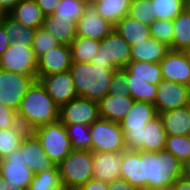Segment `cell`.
I'll return each mask as SVG.
<instances>
[{
    "label": "cell",
    "instance_id": "obj_1",
    "mask_svg": "<svg viewBox=\"0 0 190 190\" xmlns=\"http://www.w3.org/2000/svg\"><path fill=\"white\" fill-rule=\"evenodd\" d=\"M17 117L28 131H33L39 126L59 121V107L41 82L36 80L22 98Z\"/></svg>",
    "mask_w": 190,
    "mask_h": 190
},
{
    "label": "cell",
    "instance_id": "obj_2",
    "mask_svg": "<svg viewBox=\"0 0 190 190\" xmlns=\"http://www.w3.org/2000/svg\"><path fill=\"white\" fill-rule=\"evenodd\" d=\"M115 71L113 66L72 62L70 72L77 96L100 102L108 93Z\"/></svg>",
    "mask_w": 190,
    "mask_h": 190
},
{
    "label": "cell",
    "instance_id": "obj_3",
    "mask_svg": "<svg viewBox=\"0 0 190 190\" xmlns=\"http://www.w3.org/2000/svg\"><path fill=\"white\" fill-rule=\"evenodd\" d=\"M146 190L173 185L182 177V163L168 151H144Z\"/></svg>",
    "mask_w": 190,
    "mask_h": 190
},
{
    "label": "cell",
    "instance_id": "obj_4",
    "mask_svg": "<svg viewBox=\"0 0 190 190\" xmlns=\"http://www.w3.org/2000/svg\"><path fill=\"white\" fill-rule=\"evenodd\" d=\"M93 158L90 150H72L58 165L65 190H78L93 179Z\"/></svg>",
    "mask_w": 190,
    "mask_h": 190
},
{
    "label": "cell",
    "instance_id": "obj_5",
    "mask_svg": "<svg viewBox=\"0 0 190 190\" xmlns=\"http://www.w3.org/2000/svg\"><path fill=\"white\" fill-rule=\"evenodd\" d=\"M125 136L126 149L129 151L158 152L165 149L167 133L159 115L138 129H122Z\"/></svg>",
    "mask_w": 190,
    "mask_h": 190
},
{
    "label": "cell",
    "instance_id": "obj_6",
    "mask_svg": "<svg viewBox=\"0 0 190 190\" xmlns=\"http://www.w3.org/2000/svg\"><path fill=\"white\" fill-rule=\"evenodd\" d=\"M38 139L53 165H59L72 151L66 126L54 122L31 131Z\"/></svg>",
    "mask_w": 190,
    "mask_h": 190
},
{
    "label": "cell",
    "instance_id": "obj_7",
    "mask_svg": "<svg viewBox=\"0 0 190 190\" xmlns=\"http://www.w3.org/2000/svg\"><path fill=\"white\" fill-rule=\"evenodd\" d=\"M91 152H124L126 143L120 123L99 117L89 126Z\"/></svg>",
    "mask_w": 190,
    "mask_h": 190
},
{
    "label": "cell",
    "instance_id": "obj_8",
    "mask_svg": "<svg viewBox=\"0 0 190 190\" xmlns=\"http://www.w3.org/2000/svg\"><path fill=\"white\" fill-rule=\"evenodd\" d=\"M131 61L130 45L113 29L100 40L98 53L91 63L99 66H113L116 70L124 69Z\"/></svg>",
    "mask_w": 190,
    "mask_h": 190
},
{
    "label": "cell",
    "instance_id": "obj_9",
    "mask_svg": "<svg viewBox=\"0 0 190 190\" xmlns=\"http://www.w3.org/2000/svg\"><path fill=\"white\" fill-rule=\"evenodd\" d=\"M36 80L37 77L0 68V104L9 106L17 112L22 98Z\"/></svg>",
    "mask_w": 190,
    "mask_h": 190
},
{
    "label": "cell",
    "instance_id": "obj_10",
    "mask_svg": "<svg viewBox=\"0 0 190 190\" xmlns=\"http://www.w3.org/2000/svg\"><path fill=\"white\" fill-rule=\"evenodd\" d=\"M0 68L6 71L37 77V58L32 45L11 43L0 56Z\"/></svg>",
    "mask_w": 190,
    "mask_h": 190
},
{
    "label": "cell",
    "instance_id": "obj_11",
    "mask_svg": "<svg viewBox=\"0 0 190 190\" xmlns=\"http://www.w3.org/2000/svg\"><path fill=\"white\" fill-rule=\"evenodd\" d=\"M0 170L6 188L28 189L35 175L25 165L20 148L0 160Z\"/></svg>",
    "mask_w": 190,
    "mask_h": 190
},
{
    "label": "cell",
    "instance_id": "obj_12",
    "mask_svg": "<svg viewBox=\"0 0 190 190\" xmlns=\"http://www.w3.org/2000/svg\"><path fill=\"white\" fill-rule=\"evenodd\" d=\"M99 117V102L88 98L78 96L59 108V121L63 124L90 126Z\"/></svg>",
    "mask_w": 190,
    "mask_h": 190
},
{
    "label": "cell",
    "instance_id": "obj_13",
    "mask_svg": "<svg viewBox=\"0 0 190 190\" xmlns=\"http://www.w3.org/2000/svg\"><path fill=\"white\" fill-rule=\"evenodd\" d=\"M190 105V87L163 79L157 85L154 106L157 114Z\"/></svg>",
    "mask_w": 190,
    "mask_h": 190
},
{
    "label": "cell",
    "instance_id": "obj_14",
    "mask_svg": "<svg viewBox=\"0 0 190 190\" xmlns=\"http://www.w3.org/2000/svg\"><path fill=\"white\" fill-rule=\"evenodd\" d=\"M162 79L190 87V58L186 51L169 50L160 62Z\"/></svg>",
    "mask_w": 190,
    "mask_h": 190
},
{
    "label": "cell",
    "instance_id": "obj_15",
    "mask_svg": "<svg viewBox=\"0 0 190 190\" xmlns=\"http://www.w3.org/2000/svg\"><path fill=\"white\" fill-rule=\"evenodd\" d=\"M39 81L45 87L47 94L54 100L59 108L78 97L70 70L49 76H43Z\"/></svg>",
    "mask_w": 190,
    "mask_h": 190
},
{
    "label": "cell",
    "instance_id": "obj_16",
    "mask_svg": "<svg viewBox=\"0 0 190 190\" xmlns=\"http://www.w3.org/2000/svg\"><path fill=\"white\" fill-rule=\"evenodd\" d=\"M72 56L70 46L59 44L37 59V80L70 70Z\"/></svg>",
    "mask_w": 190,
    "mask_h": 190
},
{
    "label": "cell",
    "instance_id": "obj_17",
    "mask_svg": "<svg viewBox=\"0 0 190 190\" xmlns=\"http://www.w3.org/2000/svg\"><path fill=\"white\" fill-rule=\"evenodd\" d=\"M19 148L25 165L34 174L41 173L53 166L39 139L31 131H28L23 137Z\"/></svg>",
    "mask_w": 190,
    "mask_h": 190
},
{
    "label": "cell",
    "instance_id": "obj_18",
    "mask_svg": "<svg viewBox=\"0 0 190 190\" xmlns=\"http://www.w3.org/2000/svg\"><path fill=\"white\" fill-rule=\"evenodd\" d=\"M76 24L77 36L98 41L104 39L114 29V26L103 19L90 3Z\"/></svg>",
    "mask_w": 190,
    "mask_h": 190
},
{
    "label": "cell",
    "instance_id": "obj_19",
    "mask_svg": "<svg viewBox=\"0 0 190 190\" xmlns=\"http://www.w3.org/2000/svg\"><path fill=\"white\" fill-rule=\"evenodd\" d=\"M93 179L106 183L121 179L122 152H92Z\"/></svg>",
    "mask_w": 190,
    "mask_h": 190
},
{
    "label": "cell",
    "instance_id": "obj_20",
    "mask_svg": "<svg viewBox=\"0 0 190 190\" xmlns=\"http://www.w3.org/2000/svg\"><path fill=\"white\" fill-rule=\"evenodd\" d=\"M121 179L127 181L134 187L146 190V179L144 170V151L122 152Z\"/></svg>",
    "mask_w": 190,
    "mask_h": 190
},
{
    "label": "cell",
    "instance_id": "obj_21",
    "mask_svg": "<svg viewBox=\"0 0 190 190\" xmlns=\"http://www.w3.org/2000/svg\"><path fill=\"white\" fill-rule=\"evenodd\" d=\"M169 50L165 43L149 37L130 46L131 61L160 63Z\"/></svg>",
    "mask_w": 190,
    "mask_h": 190
},
{
    "label": "cell",
    "instance_id": "obj_22",
    "mask_svg": "<svg viewBox=\"0 0 190 190\" xmlns=\"http://www.w3.org/2000/svg\"><path fill=\"white\" fill-rule=\"evenodd\" d=\"M134 101L129 94L120 96L107 94L99 102V115L111 122L120 123L129 112Z\"/></svg>",
    "mask_w": 190,
    "mask_h": 190
},
{
    "label": "cell",
    "instance_id": "obj_23",
    "mask_svg": "<svg viewBox=\"0 0 190 190\" xmlns=\"http://www.w3.org/2000/svg\"><path fill=\"white\" fill-rule=\"evenodd\" d=\"M167 136L189 135L190 105L158 114Z\"/></svg>",
    "mask_w": 190,
    "mask_h": 190
},
{
    "label": "cell",
    "instance_id": "obj_24",
    "mask_svg": "<svg viewBox=\"0 0 190 190\" xmlns=\"http://www.w3.org/2000/svg\"><path fill=\"white\" fill-rule=\"evenodd\" d=\"M76 25L73 19H63L56 15H48L44 18L43 27L60 44L70 45L77 37Z\"/></svg>",
    "mask_w": 190,
    "mask_h": 190
},
{
    "label": "cell",
    "instance_id": "obj_25",
    "mask_svg": "<svg viewBox=\"0 0 190 190\" xmlns=\"http://www.w3.org/2000/svg\"><path fill=\"white\" fill-rule=\"evenodd\" d=\"M158 114L154 104L144 101H134L129 112L120 122L122 129H138L143 128Z\"/></svg>",
    "mask_w": 190,
    "mask_h": 190
},
{
    "label": "cell",
    "instance_id": "obj_26",
    "mask_svg": "<svg viewBox=\"0 0 190 190\" xmlns=\"http://www.w3.org/2000/svg\"><path fill=\"white\" fill-rule=\"evenodd\" d=\"M8 14L27 27L34 29L42 27L44 24L45 16L35 0H21Z\"/></svg>",
    "mask_w": 190,
    "mask_h": 190
},
{
    "label": "cell",
    "instance_id": "obj_27",
    "mask_svg": "<svg viewBox=\"0 0 190 190\" xmlns=\"http://www.w3.org/2000/svg\"><path fill=\"white\" fill-rule=\"evenodd\" d=\"M114 29L126 40L130 46L148 39L150 36V26H147L129 15L123 17Z\"/></svg>",
    "mask_w": 190,
    "mask_h": 190
},
{
    "label": "cell",
    "instance_id": "obj_28",
    "mask_svg": "<svg viewBox=\"0 0 190 190\" xmlns=\"http://www.w3.org/2000/svg\"><path fill=\"white\" fill-rule=\"evenodd\" d=\"M131 3L132 0H95L91 4L103 19L115 26L128 15Z\"/></svg>",
    "mask_w": 190,
    "mask_h": 190
},
{
    "label": "cell",
    "instance_id": "obj_29",
    "mask_svg": "<svg viewBox=\"0 0 190 190\" xmlns=\"http://www.w3.org/2000/svg\"><path fill=\"white\" fill-rule=\"evenodd\" d=\"M172 50L190 49V4L173 20Z\"/></svg>",
    "mask_w": 190,
    "mask_h": 190
},
{
    "label": "cell",
    "instance_id": "obj_30",
    "mask_svg": "<svg viewBox=\"0 0 190 190\" xmlns=\"http://www.w3.org/2000/svg\"><path fill=\"white\" fill-rule=\"evenodd\" d=\"M125 80L127 82L126 87L132 99L154 104L157 94V85L148 83L140 78H134V76H131L126 70Z\"/></svg>",
    "mask_w": 190,
    "mask_h": 190
},
{
    "label": "cell",
    "instance_id": "obj_31",
    "mask_svg": "<svg viewBox=\"0 0 190 190\" xmlns=\"http://www.w3.org/2000/svg\"><path fill=\"white\" fill-rule=\"evenodd\" d=\"M2 23L4 24L6 35L11 43L32 45L36 29L27 27L9 14L6 15Z\"/></svg>",
    "mask_w": 190,
    "mask_h": 190
},
{
    "label": "cell",
    "instance_id": "obj_32",
    "mask_svg": "<svg viewBox=\"0 0 190 190\" xmlns=\"http://www.w3.org/2000/svg\"><path fill=\"white\" fill-rule=\"evenodd\" d=\"M134 78H140L153 85H158L162 79L160 63L130 61L124 68Z\"/></svg>",
    "mask_w": 190,
    "mask_h": 190
},
{
    "label": "cell",
    "instance_id": "obj_33",
    "mask_svg": "<svg viewBox=\"0 0 190 190\" xmlns=\"http://www.w3.org/2000/svg\"><path fill=\"white\" fill-rule=\"evenodd\" d=\"M69 46L72 62L91 63L93 57L98 53L100 41L77 36Z\"/></svg>",
    "mask_w": 190,
    "mask_h": 190
},
{
    "label": "cell",
    "instance_id": "obj_34",
    "mask_svg": "<svg viewBox=\"0 0 190 190\" xmlns=\"http://www.w3.org/2000/svg\"><path fill=\"white\" fill-rule=\"evenodd\" d=\"M28 130L19 123L14 128L0 129V160L12 154L20 147Z\"/></svg>",
    "mask_w": 190,
    "mask_h": 190
},
{
    "label": "cell",
    "instance_id": "obj_35",
    "mask_svg": "<svg viewBox=\"0 0 190 190\" xmlns=\"http://www.w3.org/2000/svg\"><path fill=\"white\" fill-rule=\"evenodd\" d=\"M27 190H64L59 166L53 165L35 174Z\"/></svg>",
    "mask_w": 190,
    "mask_h": 190
},
{
    "label": "cell",
    "instance_id": "obj_36",
    "mask_svg": "<svg viewBox=\"0 0 190 190\" xmlns=\"http://www.w3.org/2000/svg\"><path fill=\"white\" fill-rule=\"evenodd\" d=\"M154 18L173 20L189 5V0H151Z\"/></svg>",
    "mask_w": 190,
    "mask_h": 190
},
{
    "label": "cell",
    "instance_id": "obj_37",
    "mask_svg": "<svg viewBox=\"0 0 190 190\" xmlns=\"http://www.w3.org/2000/svg\"><path fill=\"white\" fill-rule=\"evenodd\" d=\"M71 142L72 150H90L91 134L88 125L64 124Z\"/></svg>",
    "mask_w": 190,
    "mask_h": 190
},
{
    "label": "cell",
    "instance_id": "obj_38",
    "mask_svg": "<svg viewBox=\"0 0 190 190\" xmlns=\"http://www.w3.org/2000/svg\"><path fill=\"white\" fill-rule=\"evenodd\" d=\"M165 150L183 164L190 159V136H167Z\"/></svg>",
    "mask_w": 190,
    "mask_h": 190
},
{
    "label": "cell",
    "instance_id": "obj_39",
    "mask_svg": "<svg viewBox=\"0 0 190 190\" xmlns=\"http://www.w3.org/2000/svg\"><path fill=\"white\" fill-rule=\"evenodd\" d=\"M88 1L83 0H61L52 15L63 19H73L76 23L84 14Z\"/></svg>",
    "mask_w": 190,
    "mask_h": 190
},
{
    "label": "cell",
    "instance_id": "obj_40",
    "mask_svg": "<svg viewBox=\"0 0 190 190\" xmlns=\"http://www.w3.org/2000/svg\"><path fill=\"white\" fill-rule=\"evenodd\" d=\"M128 15L147 26L156 20L151 0H132Z\"/></svg>",
    "mask_w": 190,
    "mask_h": 190
},
{
    "label": "cell",
    "instance_id": "obj_41",
    "mask_svg": "<svg viewBox=\"0 0 190 190\" xmlns=\"http://www.w3.org/2000/svg\"><path fill=\"white\" fill-rule=\"evenodd\" d=\"M59 44V41L53 38L45 27L42 26L35 30L32 48L37 59Z\"/></svg>",
    "mask_w": 190,
    "mask_h": 190
},
{
    "label": "cell",
    "instance_id": "obj_42",
    "mask_svg": "<svg viewBox=\"0 0 190 190\" xmlns=\"http://www.w3.org/2000/svg\"><path fill=\"white\" fill-rule=\"evenodd\" d=\"M174 35L173 22L171 20L156 19L150 25V36L165 43L172 50V38Z\"/></svg>",
    "mask_w": 190,
    "mask_h": 190
},
{
    "label": "cell",
    "instance_id": "obj_43",
    "mask_svg": "<svg viewBox=\"0 0 190 190\" xmlns=\"http://www.w3.org/2000/svg\"><path fill=\"white\" fill-rule=\"evenodd\" d=\"M126 85L125 69L116 70L112 76V81L107 94L113 96L128 95L129 90Z\"/></svg>",
    "mask_w": 190,
    "mask_h": 190
},
{
    "label": "cell",
    "instance_id": "obj_44",
    "mask_svg": "<svg viewBox=\"0 0 190 190\" xmlns=\"http://www.w3.org/2000/svg\"><path fill=\"white\" fill-rule=\"evenodd\" d=\"M18 124L17 112L9 106L0 104V129L14 128Z\"/></svg>",
    "mask_w": 190,
    "mask_h": 190
},
{
    "label": "cell",
    "instance_id": "obj_45",
    "mask_svg": "<svg viewBox=\"0 0 190 190\" xmlns=\"http://www.w3.org/2000/svg\"><path fill=\"white\" fill-rule=\"evenodd\" d=\"M42 14L46 17L52 15L61 0H35Z\"/></svg>",
    "mask_w": 190,
    "mask_h": 190
},
{
    "label": "cell",
    "instance_id": "obj_46",
    "mask_svg": "<svg viewBox=\"0 0 190 190\" xmlns=\"http://www.w3.org/2000/svg\"><path fill=\"white\" fill-rule=\"evenodd\" d=\"M78 190H109V183L91 179Z\"/></svg>",
    "mask_w": 190,
    "mask_h": 190
},
{
    "label": "cell",
    "instance_id": "obj_47",
    "mask_svg": "<svg viewBox=\"0 0 190 190\" xmlns=\"http://www.w3.org/2000/svg\"><path fill=\"white\" fill-rule=\"evenodd\" d=\"M109 190H141V189L132 186L123 179H118L109 183Z\"/></svg>",
    "mask_w": 190,
    "mask_h": 190
},
{
    "label": "cell",
    "instance_id": "obj_48",
    "mask_svg": "<svg viewBox=\"0 0 190 190\" xmlns=\"http://www.w3.org/2000/svg\"><path fill=\"white\" fill-rule=\"evenodd\" d=\"M11 44V41L8 39L4 24L0 23V56L7 50L8 46Z\"/></svg>",
    "mask_w": 190,
    "mask_h": 190
},
{
    "label": "cell",
    "instance_id": "obj_49",
    "mask_svg": "<svg viewBox=\"0 0 190 190\" xmlns=\"http://www.w3.org/2000/svg\"><path fill=\"white\" fill-rule=\"evenodd\" d=\"M173 190H190V180L183 177L178 178L173 183Z\"/></svg>",
    "mask_w": 190,
    "mask_h": 190
},
{
    "label": "cell",
    "instance_id": "obj_50",
    "mask_svg": "<svg viewBox=\"0 0 190 190\" xmlns=\"http://www.w3.org/2000/svg\"><path fill=\"white\" fill-rule=\"evenodd\" d=\"M21 0H0V7L9 13Z\"/></svg>",
    "mask_w": 190,
    "mask_h": 190
},
{
    "label": "cell",
    "instance_id": "obj_51",
    "mask_svg": "<svg viewBox=\"0 0 190 190\" xmlns=\"http://www.w3.org/2000/svg\"><path fill=\"white\" fill-rule=\"evenodd\" d=\"M182 177L190 180V159L182 164Z\"/></svg>",
    "mask_w": 190,
    "mask_h": 190
},
{
    "label": "cell",
    "instance_id": "obj_52",
    "mask_svg": "<svg viewBox=\"0 0 190 190\" xmlns=\"http://www.w3.org/2000/svg\"><path fill=\"white\" fill-rule=\"evenodd\" d=\"M8 13L0 7V23H2Z\"/></svg>",
    "mask_w": 190,
    "mask_h": 190
},
{
    "label": "cell",
    "instance_id": "obj_53",
    "mask_svg": "<svg viewBox=\"0 0 190 190\" xmlns=\"http://www.w3.org/2000/svg\"><path fill=\"white\" fill-rule=\"evenodd\" d=\"M0 190H7L0 170Z\"/></svg>",
    "mask_w": 190,
    "mask_h": 190
},
{
    "label": "cell",
    "instance_id": "obj_54",
    "mask_svg": "<svg viewBox=\"0 0 190 190\" xmlns=\"http://www.w3.org/2000/svg\"><path fill=\"white\" fill-rule=\"evenodd\" d=\"M153 190H173V185L167 186V187H161Z\"/></svg>",
    "mask_w": 190,
    "mask_h": 190
},
{
    "label": "cell",
    "instance_id": "obj_55",
    "mask_svg": "<svg viewBox=\"0 0 190 190\" xmlns=\"http://www.w3.org/2000/svg\"><path fill=\"white\" fill-rule=\"evenodd\" d=\"M7 190H27V189H15V188H7Z\"/></svg>",
    "mask_w": 190,
    "mask_h": 190
},
{
    "label": "cell",
    "instance_id": "obj_56",
    "mask_svg": "<svg viewBox=\"0 0 190 190\" xmlns=\"http://www.w3.org/2000/svg\"><path fill=\"white\" fill-rule=\"evenodd\" d=\"M186 52H187V54L189 55V58H190V49H188Z\"/></svg>",
    "mask_w": 190,
    "mask_h": 190
},
{
    "label": "cell",
    "instance_id": "obj_57",
    "mask_svg": "<svg viewBox=\"0 0 190 190\" xmlns=\"http://www.w3.org/2000/svg\"><path fill=\"white\" fill-rule=\"evenodd\" d=\"M189 136H190V117H189Z\"/></svg>",
    "mask_w": 190,
    "mask_h": 190
},
{
    "label": "cell",
    "instance_id": "obj_58",
    "mask_svg": "<svg viewBox=\"0 0 190 190\" xmlns=\"http://www.w3.org/2000/svg\"><path fill=\"white\" fill-rule=\"evenodd\" d=\"M95 0H88V2L91 4L92 2H94Z\"/></svg>",
    "mask_w": 190,
    "mask_h": 190
}]
</instances>
